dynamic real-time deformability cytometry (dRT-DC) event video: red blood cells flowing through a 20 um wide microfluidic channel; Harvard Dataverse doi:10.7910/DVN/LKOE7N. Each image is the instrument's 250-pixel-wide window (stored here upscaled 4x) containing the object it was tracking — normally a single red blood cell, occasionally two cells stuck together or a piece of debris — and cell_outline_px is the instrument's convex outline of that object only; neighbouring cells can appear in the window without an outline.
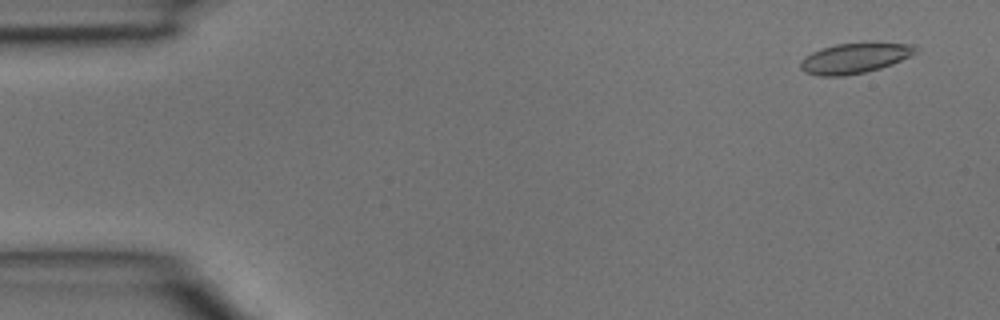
{"species": "common noctule bat (a hibernating species)", "species_latin": "Nyctalus noctula", "temperature_condition": "room temperature", "stored_images_in_passage": 4, "camera_frame_rate_fps": 3000, "um_per_image_px": 0.085, "animal": {"sex": "male", "body_mass_g": 15.6}, "frame": {"image": 1, "passage_image": 1, "time_ms": 0.0, "image_size_px": [1000, 320], "cell_outline_px": [[916, 52], [892, 64], [880, 68], [864, 72], [844, 76], [820, 76], [804, 72], [800, 68], [800, 60], [812, 52], [836, 44], [912, 44], [916, 48]], "centroid_in_image_um": [72.57, 4.98], "position_along_channel_um": 12.4, "area_um2": 19.65}}
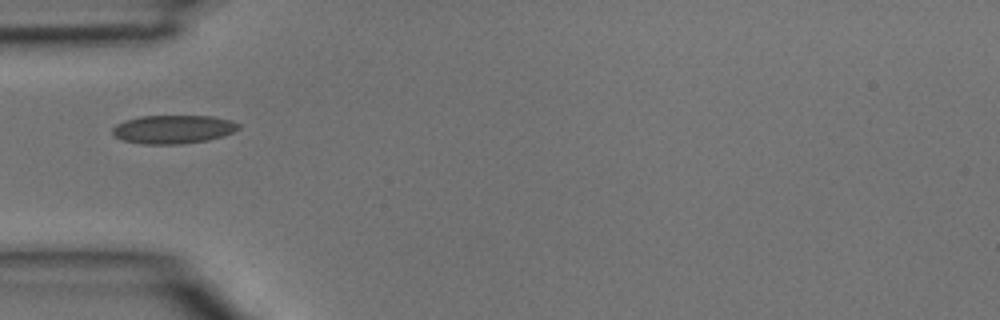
{"frame": {"image": 2, "passage_image": 4, "time_ms": 1.0, "image_size_px": [1000, 320], "cell_outline_px": [[240, 128], [224, 136], [208, 140], [180, 144], [144, 144], [124, 140], [116, 136], [112, 132], [112, 128], [116, 124], [124, 120], [140, 116], [212, 116], [232, 120], [240, 124]], "centroid_in_image_um": [14.75, 10.98], "position_along_channel_um": 70.3, "area_um2": 20.98}}